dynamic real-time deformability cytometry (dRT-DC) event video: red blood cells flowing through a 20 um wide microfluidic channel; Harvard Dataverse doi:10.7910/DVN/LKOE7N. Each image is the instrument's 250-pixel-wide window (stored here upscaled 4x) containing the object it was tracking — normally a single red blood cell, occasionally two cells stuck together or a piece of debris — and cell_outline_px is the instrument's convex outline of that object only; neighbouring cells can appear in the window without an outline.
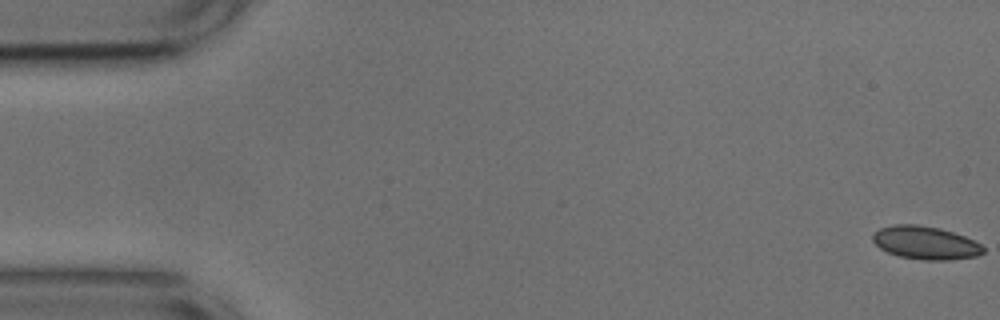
{"species": "common noctule bat (a hibernating species)", "species_latin": "Nyctalus noctula", "temperature_condition": "cold", "stored_images_in_passage": 29, "camera_frame_rate_fps": 3000, "um_per_image_px": 0.085, "animal": {"sex": "male", "body_mass_g": 17.9, "forearm_length_mm": 54.2}, "frame": {"image": 1, "passage_image": 1, "time_ms": 0.0, "image_size_px": [1000, 320], "cell_outline_px": [[984, 252], [976, 256], [948, 260], [924, 260], [900, 256], [888, 252], [880, 248], [872, 240], [872, 232], [880, 228], [892, 224], [916, 224], [940, 228], [964, 236], [980, 244], [984, 248]], "centroid_in_image_um": [78.63, 20.62], "position_along_channel_um": 6.4, "area_um2": 21.27}}
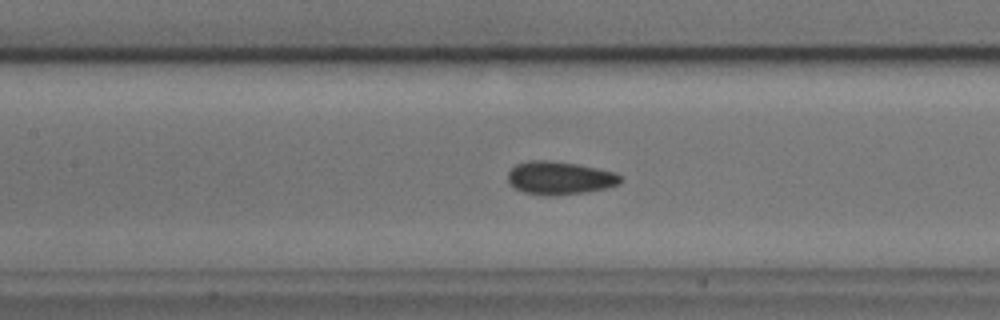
{"frame": {"image": 2, "passage_image": 24, "time_ms": 7.667, "image_size_px": [1000, 320], "cell_outline_px": [[620, 184], [608, 188], [584, 192], [552, 196], [548, 196], [524, 192], [508, 184], [508, 172], [516, 164], [528, 160], [548, 160], [576, 164], [616, 172], [620, 176]], "centroid_in_image_um": [47.55, 15.13], "position_along_channel_um": 159.8, "area_um2": 21.73}}
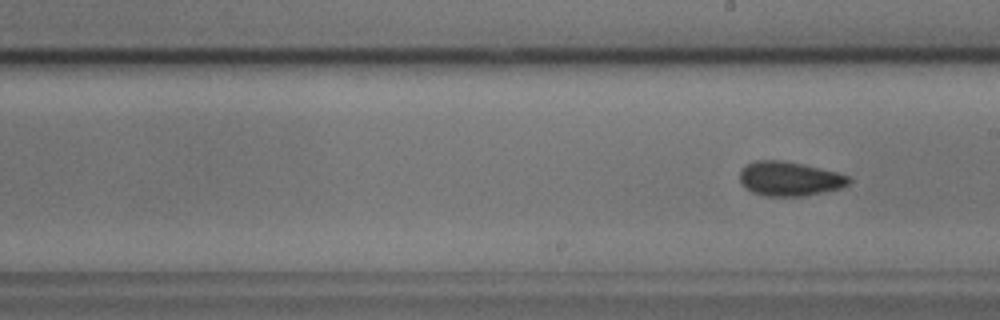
{"frame": {"image": 3, "passage_image": 29, "time_ms": 9.333, "image_size_px": [1000, 320], "cell_outline_px": [[852, 180], [848, 184], [840, 188], [804, 196], [764, 196], [752, 192], [744, 188], [740, 184], [740, 168], [744, 164], [752, 160], [784, 160], [804, 164], [836, 172], [848, 176]], "centroid_in_image_um": [67.04, 15.18], "position_along_channel_um": 222.0, "area_um2": 22.14}}